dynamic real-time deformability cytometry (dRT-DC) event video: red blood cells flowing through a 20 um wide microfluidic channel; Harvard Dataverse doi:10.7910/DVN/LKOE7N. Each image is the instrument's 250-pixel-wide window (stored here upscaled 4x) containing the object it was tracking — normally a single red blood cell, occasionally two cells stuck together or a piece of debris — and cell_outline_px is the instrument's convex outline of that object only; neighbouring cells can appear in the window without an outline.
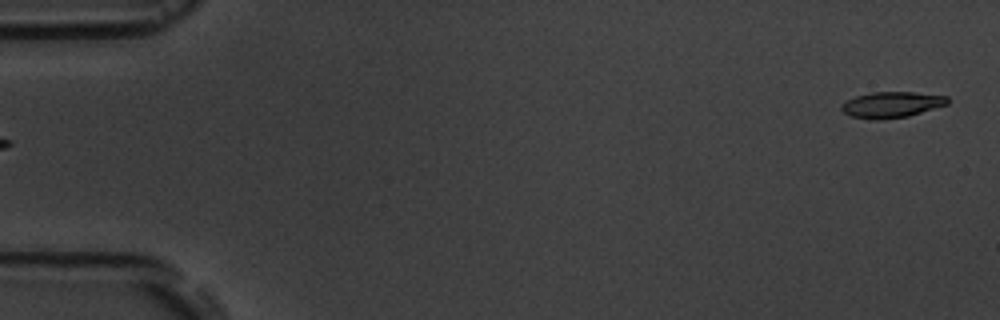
{"species": "common noctule bat (a hibernating species)", "species_latin": "Nyctalus noctula", "temperature_condition": "room temperature", "stored_images_in_passage": 5, "segment_of_instrument_passage": [2, 2], "camera_frame_rate_fps": 3000, "um_per_image_px": 0.085, "animal": {"sex": "male", "body_mass_g": 19.5, "forearm_length_mm": 54.6}, "frame": {"image": 1, "passage_image": 5, "time_ms": 4.667, "image_size_px": [1000, 320], "cell_outline_px": [[948, 104], [908, 116], [880, 120], [872, 120], [852, 116], [844, 112], [840, 108], [840, 104], [856, 96], [872, 92], [912, 92], [948, 96]], "centroid_in_image_um": [75.77, 8.9], "position_along_channel_um": 9.2, "area_um2": 15.95}}